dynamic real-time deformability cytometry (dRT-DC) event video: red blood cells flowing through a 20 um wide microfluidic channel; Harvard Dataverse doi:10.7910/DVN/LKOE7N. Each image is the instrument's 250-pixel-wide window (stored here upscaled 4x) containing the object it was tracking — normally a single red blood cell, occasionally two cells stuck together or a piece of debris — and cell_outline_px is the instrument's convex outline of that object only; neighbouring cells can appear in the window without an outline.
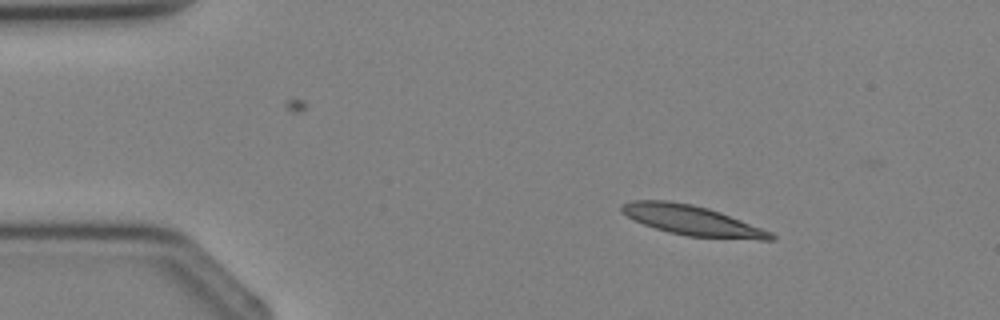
{"species": "Egyptian fruit bat (a non-hibernating species)", "species_latin": "Rousettus aegyptiacus", "temperature_condition": "cold", "stored_images_in_passage": 2, "camera_frame_rate_fps": 3000, "um_per_image_px": 0.085, "animal": {"sex": "female"}, "frame": {"image": 1, "passage_image": 1, "time_ms": 0.0, "image_size_px": [1000, 320], "cell_outline_px": [[776, 240], [760, 240], [688, 236], [668, 232], [644, 224], [620, 212], [620, 208], [624, 204], [632, 200], [668, 200], [692, 204], [708, 208], [720, 212], [772, 232], [776, 236]], "centroid_in_image_um": [58.86, 18.74], "position_along_channel_um": 26.1, "area_um2": 25.84}}